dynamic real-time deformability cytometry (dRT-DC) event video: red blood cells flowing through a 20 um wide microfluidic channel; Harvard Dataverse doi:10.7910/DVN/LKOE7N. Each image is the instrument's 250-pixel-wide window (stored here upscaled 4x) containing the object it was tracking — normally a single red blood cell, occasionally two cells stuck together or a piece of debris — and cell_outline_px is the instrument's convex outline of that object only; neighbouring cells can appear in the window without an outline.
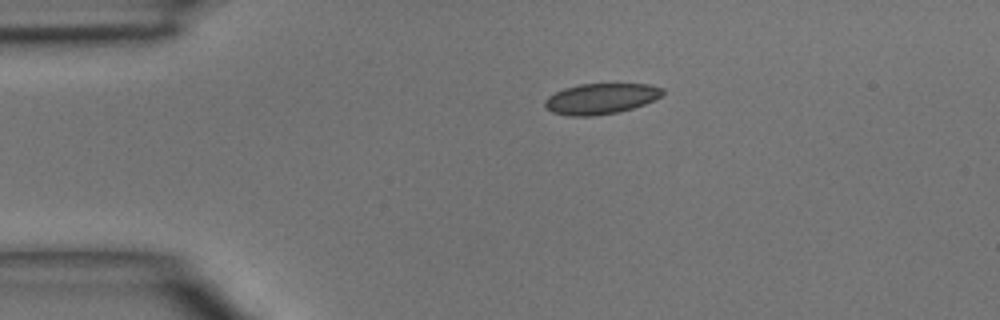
{"species": "common noctule bat (a hibernating species)", "species_latin": "Nyctalus noctula", "temperature_condition": "room temperature", "stored_images_in_passage": 2, "camera_frame_rate_fps": 3000, "um_per_image_px": 0.085, "animal": {"sex": "male", "body_mass_g": 15.6}, "frame": {"image": 1, "passage_image": 1, "time_ms": 0.0, "image_size_px": [1000, 320], "cell_outline_px": [[664, 92], [660, 96], [644, 104], [632, 108], [616, 112], [592, 116], [568, 116], [552, 112], [544, 104], [544, 100], [548, 96], [564, 88], [580, 84], [652, 84], [664, 88]], "centroid_in_image_um": [51.06, 8.38], "position_along_channel_um": 33.9, "area_um2": 20.92}}